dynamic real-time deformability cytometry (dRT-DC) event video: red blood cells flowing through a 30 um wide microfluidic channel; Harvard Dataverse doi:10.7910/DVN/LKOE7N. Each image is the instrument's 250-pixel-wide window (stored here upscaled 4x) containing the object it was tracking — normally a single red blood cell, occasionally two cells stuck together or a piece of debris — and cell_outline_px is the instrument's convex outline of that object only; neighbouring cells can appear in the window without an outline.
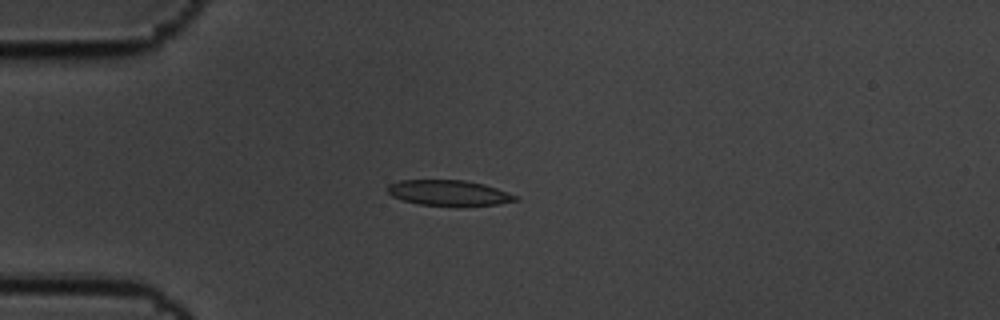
{"species": "common noctule bat (a hibernating species)", "species_latin": "Nyctalus noctula", "temperature_condition": "cold", "stored_images_in_passage": 3, "camera_frame_rate_fps": 3000, "um_per_image_px": 0.085, "animal": {"sex": "male", "body_mass_g": 19.5, "forearm_length_mm": 54.6}, "frame": {"image": 1, "passage_image": 3, "time_ms": 0.667, "image_size_px": [1000, 320], "cell_outline_px": [[520, 200], [500, 204], [420, 204], [404, 200], [392, 196], [388, 192], [388, 184], [400, 180], [464, 180], [484, 184], [508, 192], [516, 196]], "centroid_in_image_um": [38.14, 16.36], "position_along_channel_um": 46.9, "area_um2": 18.38}}